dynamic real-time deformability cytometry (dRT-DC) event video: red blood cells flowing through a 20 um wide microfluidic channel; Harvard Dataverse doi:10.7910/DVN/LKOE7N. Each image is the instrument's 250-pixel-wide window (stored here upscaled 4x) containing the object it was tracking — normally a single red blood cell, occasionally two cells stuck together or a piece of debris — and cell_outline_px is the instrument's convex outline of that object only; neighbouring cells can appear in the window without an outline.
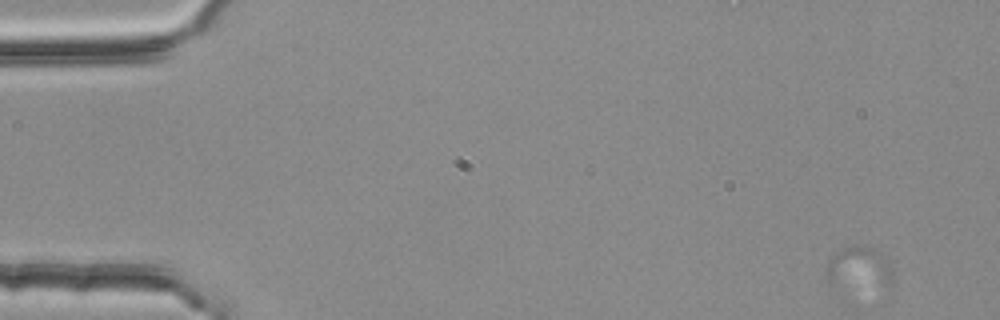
{"species": "common noctule bat (a hibernating species)", "species_latin": "Nyctalus noctula", "temperature_condition": "room temperature", "stored_images_in_passage": 3, "camera_frame_rate_fps": 3000, "um_per_image_px": 0.085, "animal": {"sex": "female", "body_mass_g": 25.1}, "frame": {"image": 1, "passage_image": 1, "time_ms": 0.0, "image_size_px": [1000, 320], "cell_outline_px": [[896, 280], [892, 284], [828, 288], [824, 268], [836, 252], [852, 244], [856, 244], [876, 248], [880, 252], [892, 268]], "centroid_in_image_um": [72.96, 22.78], "position_along_channel_um": 12.0, "area_um2": 16.94}}